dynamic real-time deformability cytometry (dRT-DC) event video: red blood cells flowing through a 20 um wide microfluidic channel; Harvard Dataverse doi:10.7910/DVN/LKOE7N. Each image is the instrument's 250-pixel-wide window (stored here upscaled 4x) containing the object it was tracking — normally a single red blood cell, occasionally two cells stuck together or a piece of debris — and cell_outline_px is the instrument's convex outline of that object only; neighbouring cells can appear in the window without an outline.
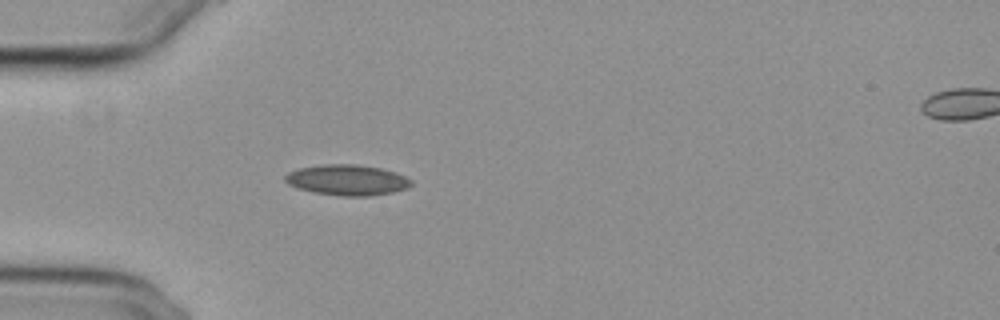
{"species": "common noctule bat (a hibernating species)", "species_latin": "Nyctalus noctula", "temperature_condition": "cold", "stored_images_in_passage": 40, "camera_frame_rate_fps": 3000, "um_per_image_px": 0.085, "animal": {"sex": "female", "body_mass_g": 29.2, "forearm_length_mm": 56.3}, "frame": {"image": 1, "passage_image": 1, "time_ms": 0.0, "image_size_px": [1000, 320], "cell_outline_px": [[412, 184], [408, 188], [392, 192], [368, 196], [340, 196], [312, 192], [288, 184], [284, 180], [284, 176], [288, 172], [300, 168], [324, 164], [356, 164], [380, 168], [396, 172], [412, 180]], "centroid_in_image_um": [29.52, 15.3], "position_along_channel_um": 55.5, "area_um2": 22.48}}
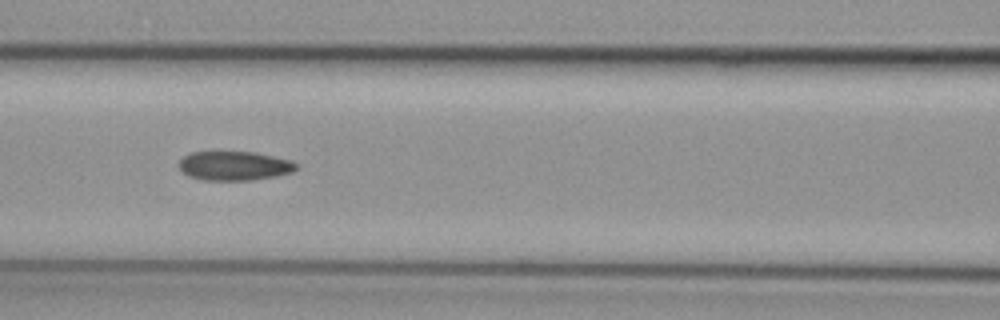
{"frame": {"image": 2, "passage_image": 9, "time_ms": 2.667, "image_size_px": [1000, 320], "cell_outline_px": [[300, 168], [292, 172], [276, 176], [252, 180], [204, 180], [188, 176], [176, 164], [184, 156], [192, 152], [256, 152], [292, 160]], "centroid_in_image_um": [19.94, 14.09], "position_along_channel_um": 146.7, "area_um2": 20.06}}
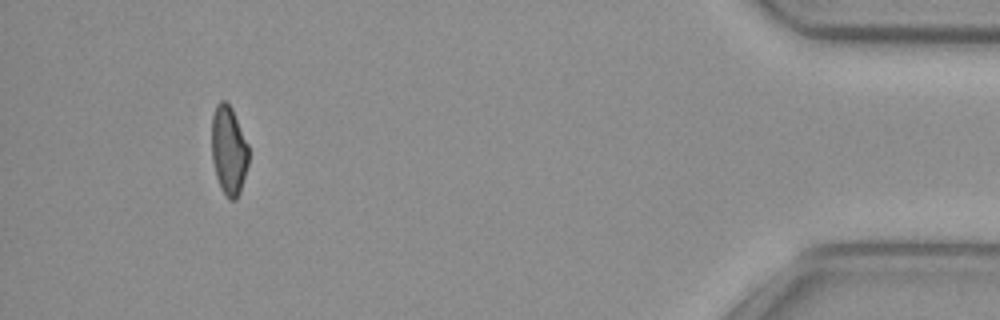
{"frame": {"image": 3, "passage_image": 36, "time_ms": 11.667, "image_size_px": [1000, 320], "cell_outline_px": [[248, 164], [240, 192], [236, 200], [228, 200], [224, 196], [216, 176], [212, 160], [212, 116], [216, 104], [220, 100], [224, 100], [232, 108], [248, 144]], "centroid_in_image_um": [19.44, 12.8], "position_along_channel_um": 415.8, "area_um2": 19.25}, "authors_computed_cell_mechanics": {"area_um2": 20.3167, "velocity_mm_per_s": 3.7309, "shape_relaxation_time_tau1_ms": null, "shape_relaxation_time_tau2_ms": 7.3583, "deformation_change_tau1": null, "deformation_change_tau2": 0.1179}}